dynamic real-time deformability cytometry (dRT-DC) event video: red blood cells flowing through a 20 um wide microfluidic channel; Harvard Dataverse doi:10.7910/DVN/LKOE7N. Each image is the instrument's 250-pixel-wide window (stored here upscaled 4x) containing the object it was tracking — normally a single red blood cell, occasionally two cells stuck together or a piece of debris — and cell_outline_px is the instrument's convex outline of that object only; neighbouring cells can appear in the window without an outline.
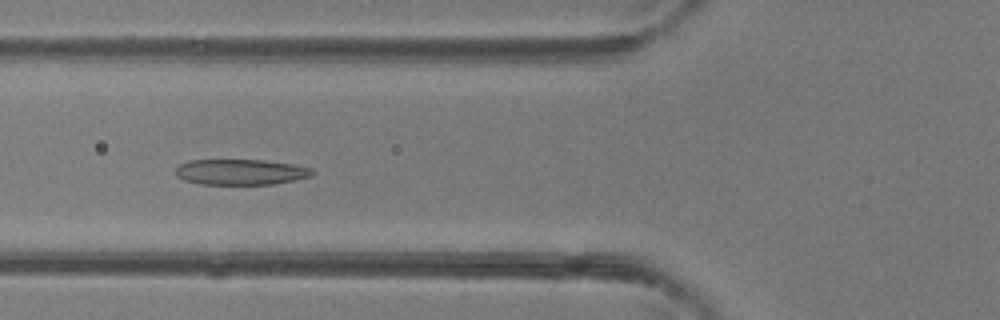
{"species": "common noctule bat (a hibernating species)", "species_latin": "Nyctalus noctula", "temperature_condition": "room temperature", "stored_images_in_passage": 47, "camera_frame_rate_fps": 3000, "um_per_image_px": 0.085, "animal": {"sex": "female"}, "frame": {"image": 1, "passage_image": 18, "time_ms": 5.667, "image_size_px": [1000, 320], "cell_outline_px": [[316, 172], [312, 176], [296, 180], [272, 184], [200, 184], [184, 180], [176, 176], [176, 168], [180, 164], [188, 160], [264, 160], [292, 164], [312, 168]], "centroid_in_image_um": [20.48, 14.62], "position_along_channel_um": 105.3, "area_um2": 20.52}}
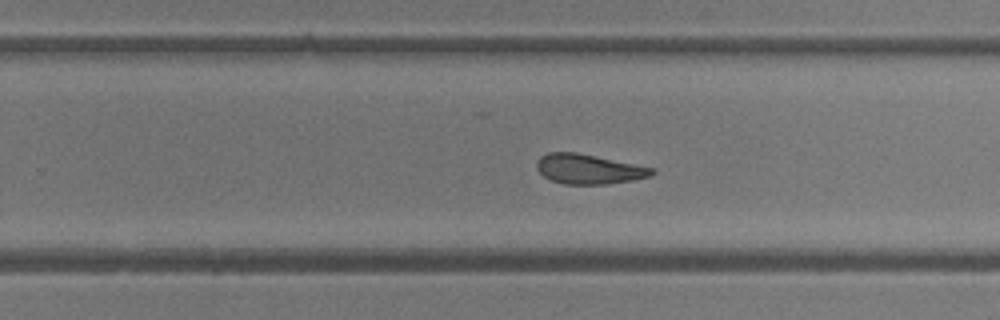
{"frame": {"image": 2, "passage_image": 30, "time_ms": 9.667, "image_size_px": [1000, 320], "cell_outline_px": [[656, 172], [648, 176], [632, 180], [604, 184], [564, 184], [552, 180], [544, 176], [536, 168], [536, 160], [540, 156], [548, 152], [576, 152], [656, 168]], "centroid_in_image_um": [50.02, 14.36], "position_along_channel_um": 279.8, "area_um2": 19.94}}
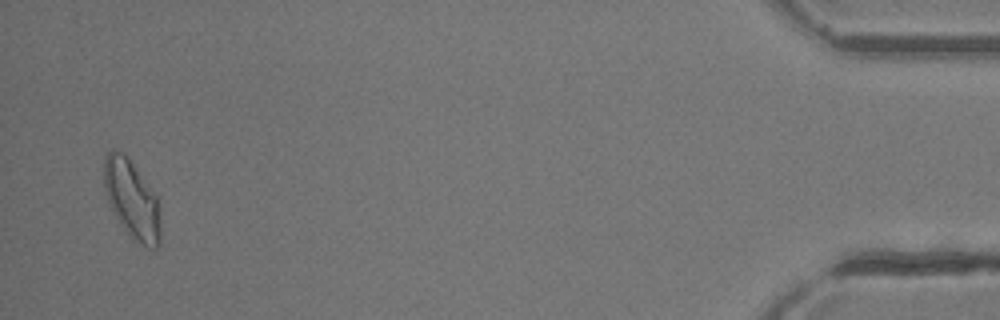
{"frame": {"image": 3, "passage_image": 46, "time_ms": 15.0, "image_size_px": [1000, 320], "cell_outline_px": [[160, 244], [156, 248], [148, 248], [132, 240], [116, 216], [104, 192], [104, 156], [112, 148], [124, 152], [156, 192], [160, 220]], "centroid_in_image_um": [11.22, 16.93], "position_along_channel_um": 424.0, "area_um2": 26.18}, "authors_computed_cell_mechanics": {"area_um2": 21.7906, "velocity_mm_per_s": 4.3554, "shape_relaxation_time_tau1_ms": 6.9409, "shape_relaxation_time_tau2_ms": 2.1323, "deformation_change_tau1": 0.194, "deformation_change_tau2": 0.0999}}